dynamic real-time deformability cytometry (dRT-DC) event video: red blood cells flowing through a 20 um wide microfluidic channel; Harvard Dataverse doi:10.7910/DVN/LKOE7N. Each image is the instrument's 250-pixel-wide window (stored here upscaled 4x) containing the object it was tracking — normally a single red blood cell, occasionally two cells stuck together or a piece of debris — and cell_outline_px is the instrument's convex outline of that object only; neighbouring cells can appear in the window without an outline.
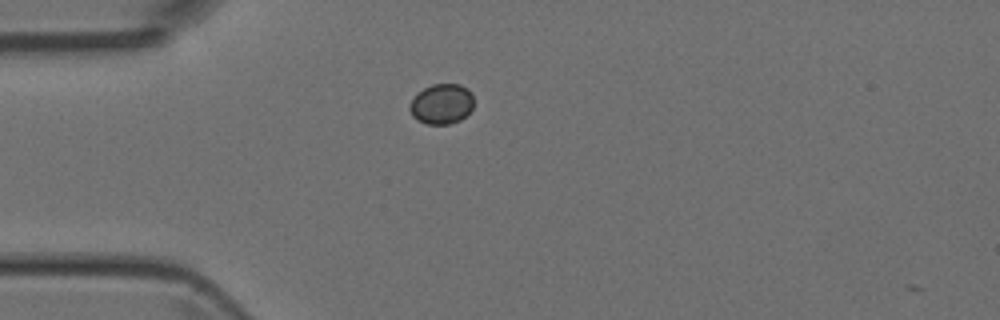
{"species": "Egyptian fruit bat (a non-hibernating species)", "species_latin": "Rousettus aegyptiacus", "temperature_condition": "room temperature", "stored_images_in_passage": 32, "camera_frame_rate_fps": 3000, "um_per_image_px": 0.085, "animal": {"sex": "female"}, "frame": {"image": 1, "passage_image": 2, "time_ms": 0.333, "image_size_px": [1000, 320], "cell_outline_px": [[472, 108], [460, 120], [448, 124], [428, 124], [416, 120], [412, 116], [408, 108], [408, 104], [424, 88], [432, 84], [460, 84], [468, 88], [472, 92]], "centroid_in_image_um": [37.52, 8.83], "position_along_channel_um": 47.5, "area_um2": 14.97}}
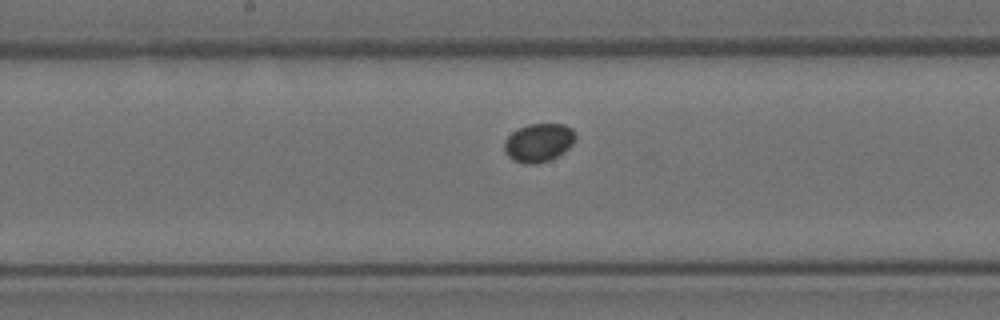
{"frame": {"image": 2, "passage_image": 14, "time_ms": 4.333, "image_size_px": [1000, 320], "cell_outline_px": [[576, 136], [572, 144], [564, 152], [548, 160], [536, 164], [524, 164], [512, 160], [504, 152], [504, 140], [512, 132], [528, 124], [564, 124], [572, 128], [576, 132]], "centroid_in_image_um": [45.77, 12.12], "position_along_channel_um": 202.4, "area_um2": 16.01}}
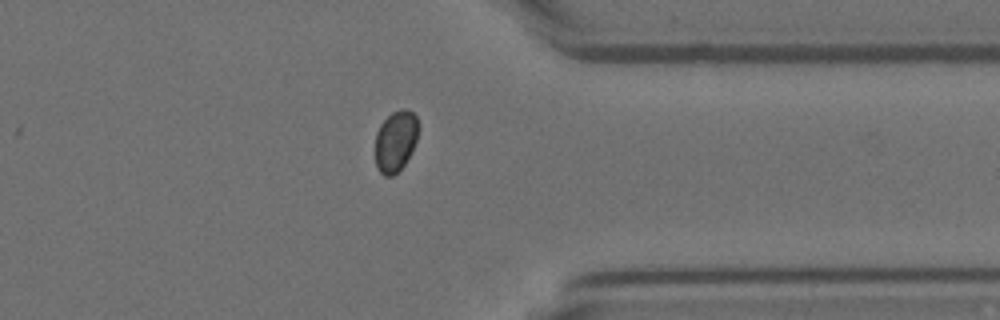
{"frame": {"image": 3, "passage_image": 27, "time_ms": 8.667, "image_size_px": [1000, 320], "cell_outline_px": [[420, 124], [416, 140], [412, 152], [404, 164], [392, 176], [384, 176], [380, 172], [376, 164], [376, 132], [380, 124], [392, 112], [400, 108], [404, 108], [412, 112], [416, 116]], "centroid_in_image_um": [33.65, 11.96], "position_along_channel_um": 377.8, "area_um2": 15.43}}